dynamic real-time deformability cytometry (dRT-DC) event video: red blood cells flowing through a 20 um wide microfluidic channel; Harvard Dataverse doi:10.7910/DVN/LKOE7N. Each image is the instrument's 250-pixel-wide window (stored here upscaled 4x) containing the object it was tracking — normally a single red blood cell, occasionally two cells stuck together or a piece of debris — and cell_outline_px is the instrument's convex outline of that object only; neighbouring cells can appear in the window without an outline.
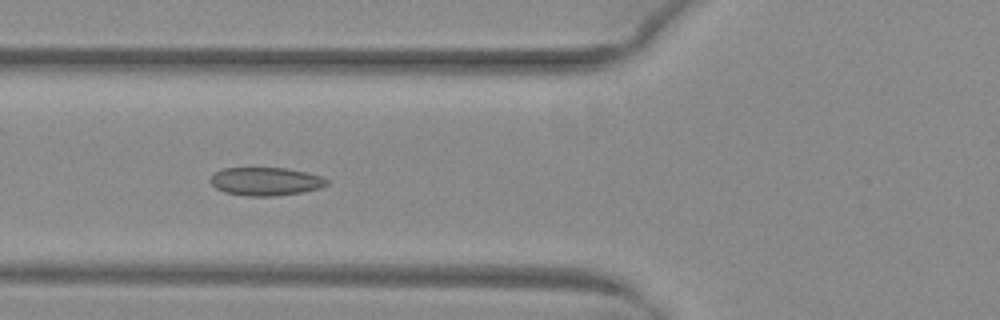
{"species": "common noctule bat (a hibernating species)", "species_latin": "Nyctalus noctula", "temperature_condition": "warm", "stored_images_in_passage": 29, "camera_frame_rate_fps": 3000, "um_per_image_px": 0.085, "animal": {"sex": "female", "body_mass_g": 29.2, "forearm_length_mm": 56.3}, "frame": {"image": 1, "passage_image": 5, "time_ms": 1.333, "image_size_px": [1000, 320], "cell_outline_px": [[328, 184], [320, 188], [300, 192], [276, 196], [248, 196], [224, 192], [216, 188], [208, 180], [212, 172], [224, 168], [288, 168], [308, 172], [320, 176], [328, 180]], "centroid_in_image_um": [22.54, 15.41], "position_along_channel_um": 103.3, "area_um2": 19.31}}
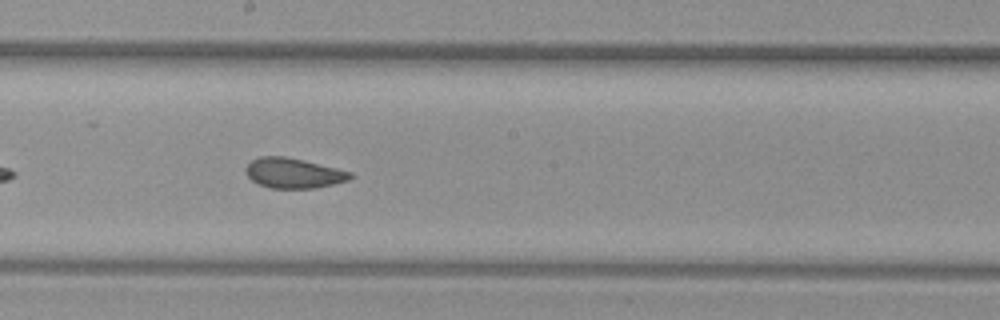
{"frame": {"image": 2, "passage_image": 14, "time_ms": 4.333, "image_size_px": [1000, 320], "cell_outline_px": [[352, 176], [348, 180], [316, 188], [268, 188], [256, 184], [244, 172], [244, 168], [252, 160], [260, 156], [284, 156], [304, 160], [352, 172]], "centroid_in_image_um": [24.89, 14.71], "position_along_channel_um": 223.3, "area_um2": 18.38}}
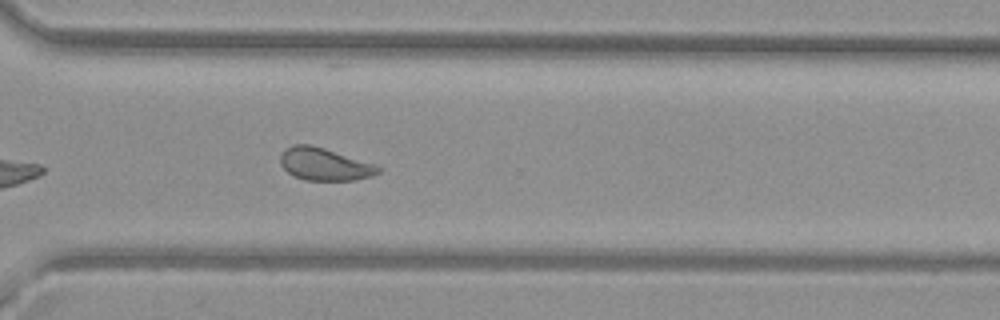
{"frame": {"image": 3, "passage_image": 23, "time_ms": 7.333, "image_size_px": [1000, 320], "cell_outline_px": [[384, 168], [380, 172], [372, 176], [352, 180], [304, 180], [288, 172], [280, 164], [280, 156], [288, 148], [296, 144], [312, 144], [376, 164]], "centroid_in_image_um": [27.64, 13.96], "position_along_channel_um": 343.0, "area_um2": 18.5}, "authors_computed_cell_mechanics": {"area_um2": 18.785, "velocity_mm_per_s": 4.0044, "shape_relaxation_time_tau1_ms": null, "shape_relaxation_time_tau2_ms": 1.3046, "deformation_change_tau1": null, "deformation_change_tau2": 0.0518}}